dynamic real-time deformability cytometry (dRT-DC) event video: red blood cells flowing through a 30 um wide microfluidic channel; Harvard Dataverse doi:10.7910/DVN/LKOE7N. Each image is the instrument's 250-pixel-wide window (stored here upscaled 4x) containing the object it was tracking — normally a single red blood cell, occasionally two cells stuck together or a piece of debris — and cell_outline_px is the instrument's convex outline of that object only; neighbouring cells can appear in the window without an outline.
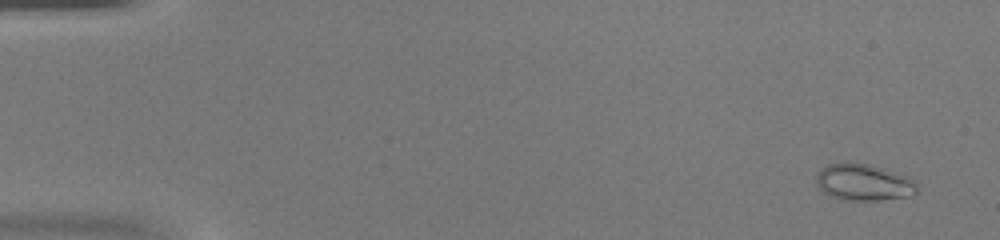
{"species": "common noctule bat (a hibernating species)", "species_latin": "Nyctalus noctula", "temperature_condition": "warm", "stored_images_in_passage": 47, "camera_frame_rate_fps": 3000, "um_per_image_px": 0.085, "animal": {"sex": "female", "body_mass_g": 20.0, "forearm_length_mm": 54.0}, "frame": {"image": 1, "passage_image": 3, "time_ms": 0.667, "image_size_px": [1000, 240], "cell_outline_px": [[920, 192], [912, 196], [876, 200], [840, 200], [828, 196], [816, 184], [816, 176], [828, 164], [848, 160], [868, 164], [884, 168], [912, 176]], "centroid_in_image_um": [73.46, 15.48], "position_along_channel_um": 11.5, "area_um2": 22.2}}
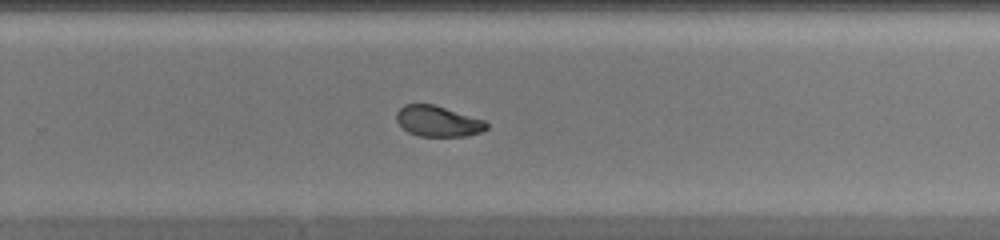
{"frame": {"image": 2, "passage_image": 32, "time_ms": 10.333, "image_size_px": [1000, 240], "cell_outline_px": [[488, 128], [480, 132], [464, 136], [420, 136], [408, 132], [396, 120], [396, 112], [404, 104], [432, 104], [484, 120], [488, 124]], "centroid_in_image_um": [37.2, 10.3], "position_along_channel_um": 292.6, "area_um2": 15.9}}
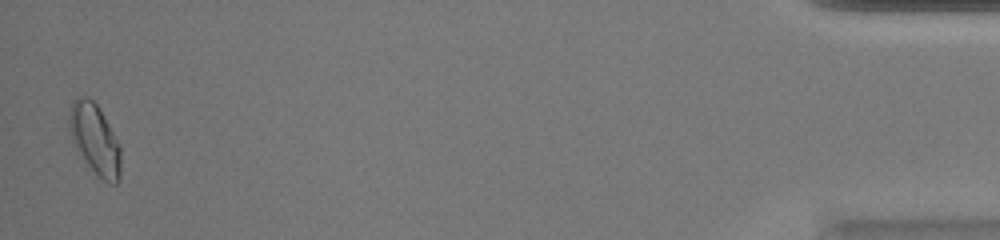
{"frame": {"image": 3, "passage_image": 47, "time_ms": 15.333, "image_size_px": [1000, 240], "cell_outline_px": [[120, 176], [116, 184], [112, 184], [104, 180], [84, 160], [72, 144], [68, 128], [68, 116], [72, 100], [80, 96], [84, 96], [92, 100], [96, 104], [120, 144]], "centroid_in_image_um": [8.03, 11.81], "position_along_channel_um": 427.2, "area_um2": 21.04}}